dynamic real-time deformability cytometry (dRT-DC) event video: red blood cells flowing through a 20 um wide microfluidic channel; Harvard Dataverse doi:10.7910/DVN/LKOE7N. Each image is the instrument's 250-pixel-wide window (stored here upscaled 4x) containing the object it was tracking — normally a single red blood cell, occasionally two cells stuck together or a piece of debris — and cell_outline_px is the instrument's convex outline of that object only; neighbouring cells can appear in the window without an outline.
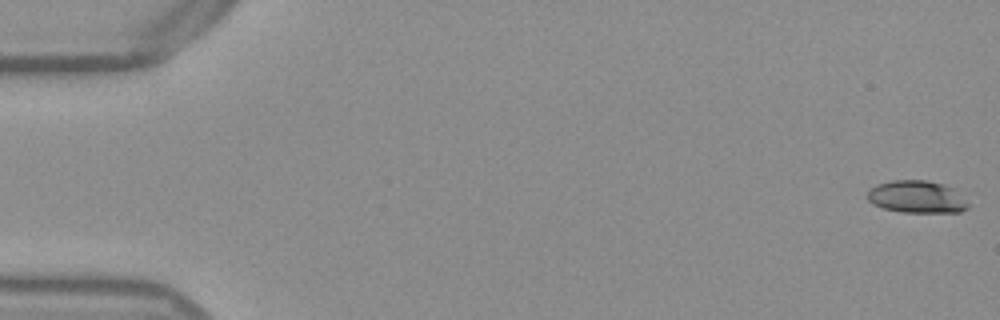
{"species": "Egyptian fruit bat (a non-hibernating species)", "species_latin": "Rousettus aegyptiacus", "temperature_condition": "warm", "stored_images_in_passage": 52, "camera_frame_rate_fps": 3000, "um_per_image_px": 0.085, "frame": {"image": 1, "passage_image": 1, "time_ms": 0.0, "image_size_px": [1000, 320], "cell_outline_px": [[968, 208], [960, 212], [900, 212], [884, 208], [872, 204], [868, 200], [868, 188], [876, 184], [892, 180], [928, 180], [944, 184], [952, 188], [968, 204]], "centroid_in_image_um": [77.87, 16.72], "position_along_channel_um": 7.1, "area_um2": 18.96}}
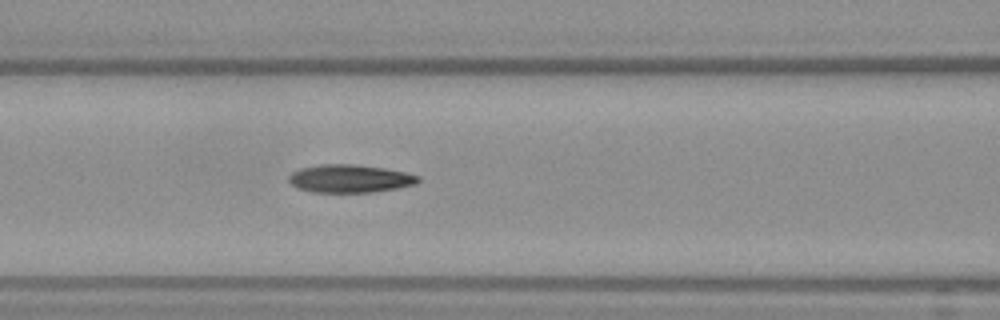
{"frame": {"image": 2, "passage_image": 23, "time_ms": 7.333, "image_size_px": [1000, 320], "cell_outline_px": [[420, 180], [416, 184], [396, 188], [372, 192], [312, 192], [296, 188], [288, 180], [288, 176], [292, 172], [300, 168], [316, 164], [352, 164], [384, 168], [404, 172], [420, 176]], "centroid_in_image_um": [29.7, 15.17], "position_along_channel_um": 136.9, "area_um2": 21.15}}
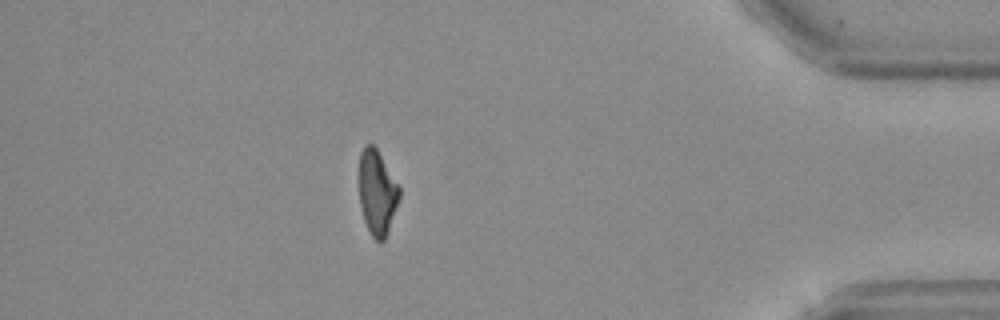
{"frame": {"image": 3, "passage_image": 47, "time_ms": 15.333, "image_size_px": [1000, 320], "cell_outline_px": [[400, 196], [384, 240], [380, 244], [372, 236], [364, 220], [360, 204], [360, 152], [364, 144], [372, 144], [376, 148], [400, 184]], "centroid_in_image_um": [32.07, 16.33], "position_along_channel_um": 403.1, "area_um2": 19.77}}